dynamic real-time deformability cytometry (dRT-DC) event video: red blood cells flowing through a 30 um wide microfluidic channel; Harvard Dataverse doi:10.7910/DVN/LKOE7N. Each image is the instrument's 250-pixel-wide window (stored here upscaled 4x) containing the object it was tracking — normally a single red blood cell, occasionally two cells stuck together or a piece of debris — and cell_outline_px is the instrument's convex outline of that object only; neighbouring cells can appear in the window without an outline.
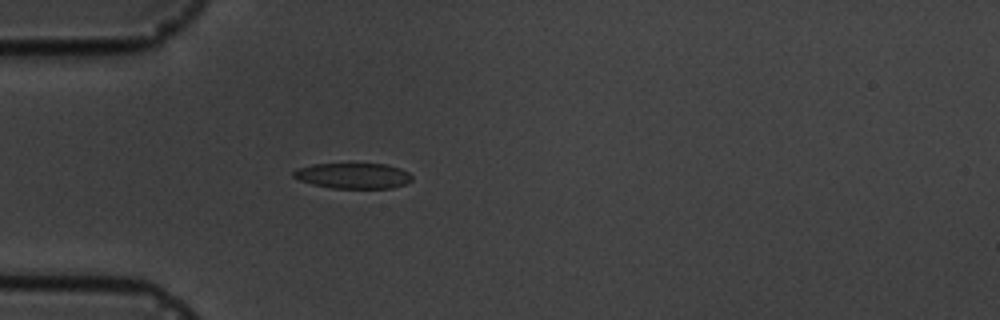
{"species": "common noctule bat (a hibernating species)", "species_latin": "Nyctalus noctula", "temperature_condition": "cold", "stored_images_in_passage": 4, "camera_frame_rate_fps": 3000, "um_per_image_px": 0.085, "animal": {"sex": "male", "body_mass_g": 19.5, "forearm_length_mm": 54.6}, "frame": {"image": 1, "passage_image": 4, "time_ms": 4.333, "image_size_px": [1000, 320], "cell_outline_px": [[412, 180], [404, 184], [392, 188], [332, 188], [312, 184], [300, 180], [292, 176], [292, 172], [296, 168], [312, 164], [388, 164], [400, 168], [408, 172], [412, 176]], "centroid_in_image_um": [30.01, 14.93], "position_along_channel_um": 55.0, "area_um2": 17.69}}